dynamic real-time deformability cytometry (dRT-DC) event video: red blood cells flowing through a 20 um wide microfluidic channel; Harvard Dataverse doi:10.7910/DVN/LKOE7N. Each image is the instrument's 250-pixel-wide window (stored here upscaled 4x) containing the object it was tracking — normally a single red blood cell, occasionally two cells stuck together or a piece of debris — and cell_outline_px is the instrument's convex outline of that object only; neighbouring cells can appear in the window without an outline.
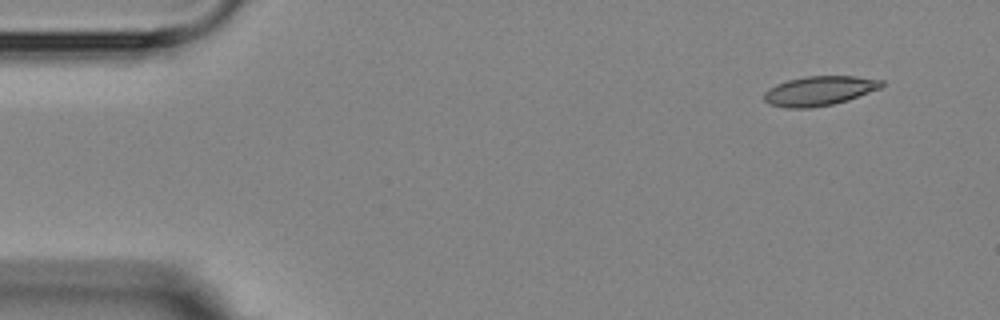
{"species": "Egyptian fruit bat (a non-hibernating species)", "species_latin": "Rousettus aegyptiacus", "temperature_condition": "room temperature", "stored_images_in_passage": 4, "camera_frame_rate_fps": 3000, "um_per_image_px": 0.085, "animal": {"sex": "female"}, "frame": {"image": 1, "passage_image": 1, "time_ms": 0.0, "image_size_px": [1000, 320], "cell_outline_px": [[884, 84], [880, 88], [848, 100], [832, 104], [812, 108], [788, 108], [768, 104], [764, 100], [764, 92], [768, 88], [776, 84], [788, 80], [804, 76], [856, 76], [884, 80]], "centroid_in_image_um": [69.63, 7.72], "position_along_channel_um": 15.4, "area_um2": 20.29}}
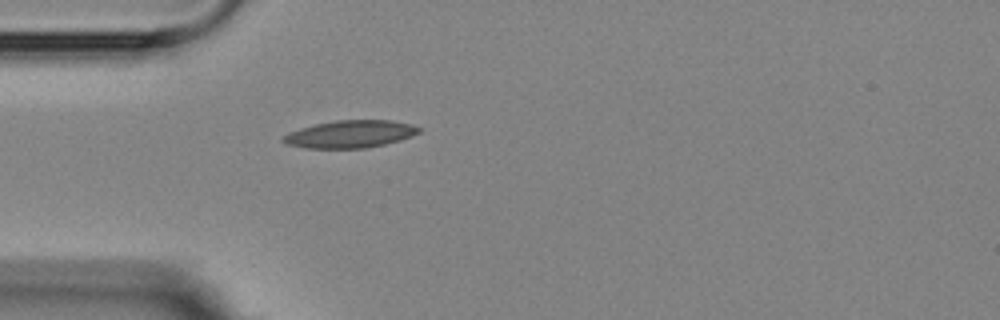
{"frame": {"image": 2, "passage_image": 4, "time_ms": 3.667, "image_size_px": [1000, 320], "cell_outline_px": [[424, 128], [420, 132], [412, 136], [400, 140], [384, 144], [364, 148], [304, 148], [284, 144], [280, 140], [288, 132], [300, 128], [316, 124], [336, 120], [392, 120], [412, 124]], "centroid_in_image_um": [29.77, 11.39], "position_along_channel_um": 55.2, "area_um2": 21.91}}